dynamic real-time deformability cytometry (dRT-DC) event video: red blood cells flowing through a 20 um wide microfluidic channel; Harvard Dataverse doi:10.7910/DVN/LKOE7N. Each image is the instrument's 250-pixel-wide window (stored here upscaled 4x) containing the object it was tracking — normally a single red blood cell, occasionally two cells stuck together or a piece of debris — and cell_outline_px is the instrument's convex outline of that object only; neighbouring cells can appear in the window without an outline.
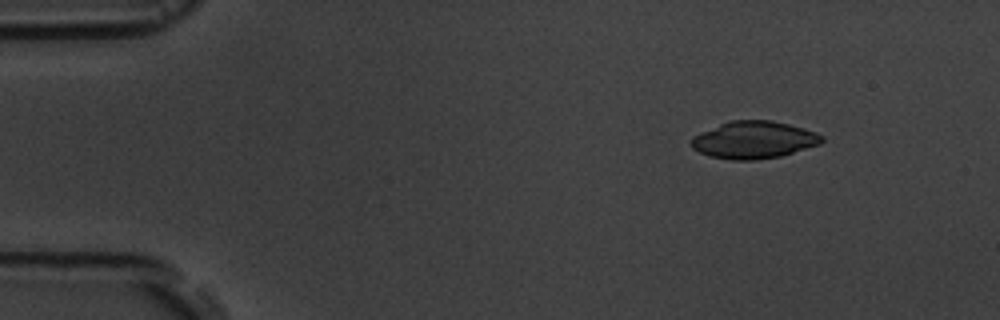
{"species": "common noctule bat (a hibernating species)", "species_latin": "Nyctalus noctula", "temperature_condition": "room temperature", "stored_images_in_passage": 3, "camera_frame_rate_fps": 3000, "um_per_image_px": 0.085, "animal": {"sex": "male", "body_mass_g": 19.5, "forearm_length_mm": 54.6}, "frame": {"image": 1, "passage_image": 1, "time_ms": 0.0, "image_size_px": [1000, 320], "cell_outline_px": [[824, 140], [820, 144], [780, 156], [756, 160], [732, 160], [712, 156], [700, 152], [692, 148], [688, 144], [688, 140], [692, 136], [700, 132], [720, 124], [732, 120], [772, 120], [804, 128], [816, 132], [824, 136]], "centroid_in_image_um": [64.05, 11.89], "position_along_channel_um": 20.9, "area_um2": 28.5}}